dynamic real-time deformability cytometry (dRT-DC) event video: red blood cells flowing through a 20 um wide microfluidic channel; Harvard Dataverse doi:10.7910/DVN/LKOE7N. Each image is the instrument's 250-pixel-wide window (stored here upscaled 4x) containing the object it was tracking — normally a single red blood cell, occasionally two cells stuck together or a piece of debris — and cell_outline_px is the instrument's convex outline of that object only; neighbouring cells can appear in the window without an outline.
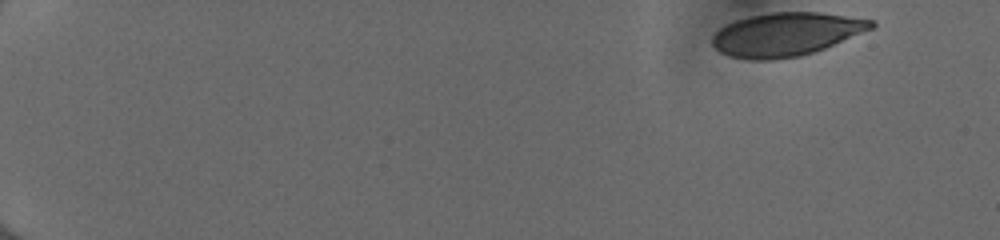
{"species": "human", "species_latin": "Homo sapiens", "temperature_condition": "cold", "stored_images_in_passage": 49, "camera_frame_rate_fps": 3000, "um_per_image_px": 0.085, "donor": {"sex": "female"}, "frame": {"image": 1, "passage_image": 1, "time_ms": 0.0, "image_size_px": [1000, 240], "cell_outline_px": [[876, 24], [872, 28], [824, 48], [800, 56], [772, 60], [748, 60], [728, 56], [720, 52], [712, 44], [712, 36], [720, 28], [736, 20], [748, 16], [772, 12], [820, 12], [872, 20]], "centroid_in_image_um": [66.77, 2.92], "position_along_channel_um": 18.2, "area_um2": 39.94}}
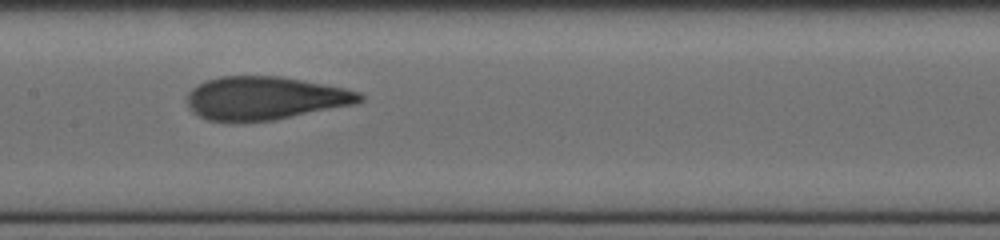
{"frame": {"image": 2, "passage_image": 26, "time_ms": 8.333, "image_size_px": [1000, 240], "cell_outline_px": [[364, 100], [356, 104], [272, 120], [232, 124], [228, 124], [208, 120], [200, 116], [188, 104], [188, 92], [192, 88], [204, 80], [220, 76], [280, 76], [344, 88], [360, 92], [364, 96]], "centroid_in_image_um": [22.51, 8.36], "position_along_channel_um": 184.9, "area_um2": 43.81}}
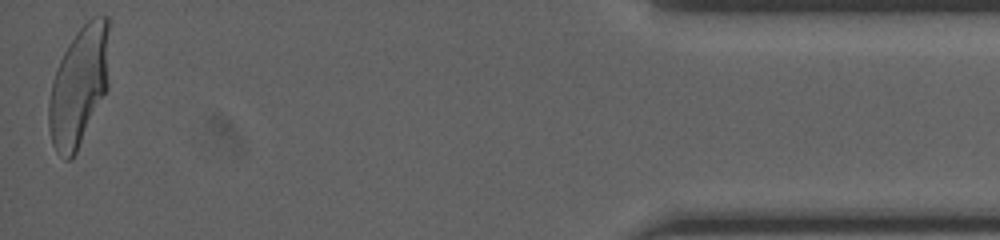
{"frame": {"image": 3, "passage_image": 49, "time_ms": 16.0, "image_size_px": [1000, 240], "cell_outline_px": [[108, 88], [72, 160], [64, 160], [56, 152], [52, 144], [48, 124], [48, 104], [52, 80], [56, 68], [68, 44], [76, 32], [92, 16], [108, 16]], "centroid_in_image_um": [6.69, 7.34], "position_along_channel_um": 428.5, "area_um2": 42.19}, "authors_computed_cell_mechanics": {"area_um2": 42.7142, "velocity_mm_per_s": 4.0316, "shape_relaxation_time_tau1_ms": 5.0098, "shape_relaxation_time_tau2_ms": 0.7608, "deformation_change_tau1": 0.2127, "deformation_change_tau2": 0.0801}}